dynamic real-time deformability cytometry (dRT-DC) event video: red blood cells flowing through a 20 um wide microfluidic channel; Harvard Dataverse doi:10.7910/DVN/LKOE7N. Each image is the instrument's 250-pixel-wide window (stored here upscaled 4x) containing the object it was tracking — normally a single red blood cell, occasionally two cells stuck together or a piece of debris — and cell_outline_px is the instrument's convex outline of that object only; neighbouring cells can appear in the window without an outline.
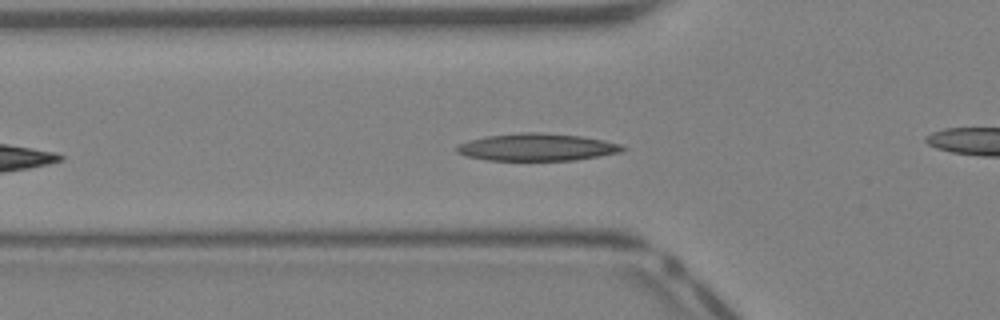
{"species": "Egyptian fruit bat (a non-hibernating species)", "species_latin": "Rousettus aegyptiacus", "temperature_condition": "warm", "stored_images_in_passage": 31, "camera_frame_rate_fps": 3000, "um_per_image_px": 0.085, "animal": {"sex": "female"}, "frame": {"image": 1, "passage_image": 6, "time_ms": 1.667, "image_size_px": [1000, 320], "cell_outline_px": [[628, 148], [624, 152], [576, 160], [488, 160], [468, 156], [456, 152], [456, 148], [460, 144], [468, 140], [484, 136], [520, 132], [544, 132], [580, 136], [604, 140], [620, 144]], "centroid_in_image_um": [45.69, 12.5], "position_along_channel_um": 80.1, "area_um2": 26.59}}
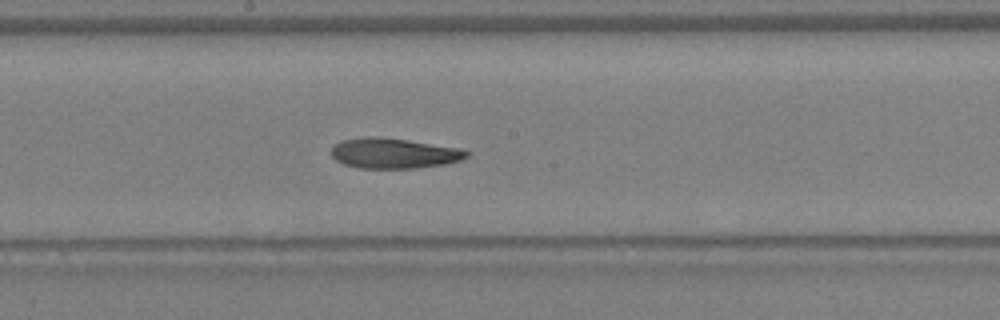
{"frame": {"image": 2, "passage_image": 14, "time_ms": 4.333, "image_size_px": [1000, 320], "cell_outline_px": [[468, 156], [460, 160], [444, 164], [416, 168], [360, 168], [344, 164], [336, 160], [332, 156], [332, 148], [340, 140], [368, 136], [380, 136], [408, 140], [460, 148], [468, 152]], "centroid_in_image_um": [33.46, 13.02], "position_along_channel_um": 214.7, "area_um2": 23.81}}
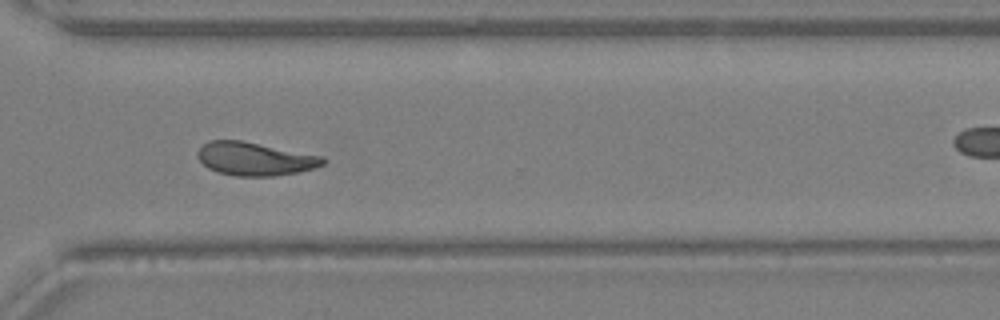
{"frame": {"image": 3, "passage_image": 22, "time_ms": 7.0, "image_size_px": [1000, 320], "cell_outline_px": [[328, 160], [324, 164], [300, 172], [272, 176], [236, 176], [216, 172], [208, 168], [200, 160], [196, 152], [208, 140], [240, 140], [324, 156]], "centroid_in_image_um": [21.68, 13.5], "position_along_channel_um": 348.9, "area_um2": 24.33}}